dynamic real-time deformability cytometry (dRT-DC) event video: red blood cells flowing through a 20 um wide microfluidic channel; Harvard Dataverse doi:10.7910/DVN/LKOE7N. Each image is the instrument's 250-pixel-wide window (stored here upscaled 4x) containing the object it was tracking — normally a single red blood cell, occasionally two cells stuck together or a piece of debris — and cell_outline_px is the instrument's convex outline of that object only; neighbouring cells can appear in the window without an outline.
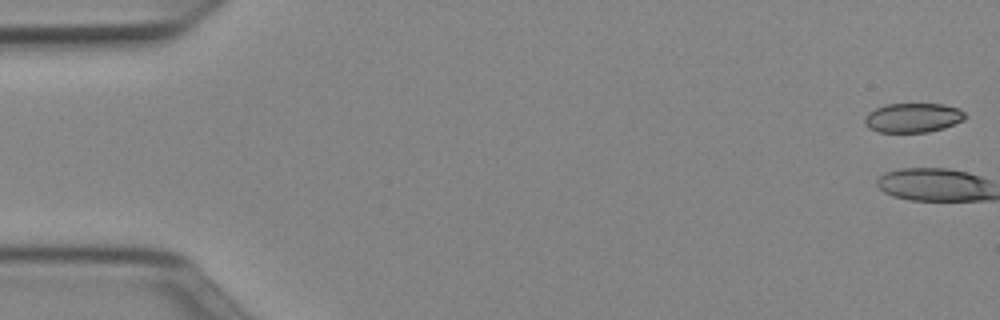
{"species": "Egyptian fruit bat (a non-hibernating species)", "species_latin": "Rousettus aegyptiacus", "temperature_condition": "cold", "stored_images_in_passage": 2, "camera_frame_rate_fps": 3000, "um_per_image_px": 0.085, "animal": {"sex": "female"}, "frame": {"image": 1, "passage_image": 1, "time_ms": 0.0, "image_size_px": [1000, 320], "cell_outline_px": [[968, 116], [964, 120], [944, 128], [928, 132], [876, 132], [868, 128], [864, 124], [864, 116], [868, 112], [884, 104], [944, 104], [960, 108]], "centroid_in_image_um": [77.59, 10.01], "position_along_channel_um": 7.4, "area_um2": 17.51}}